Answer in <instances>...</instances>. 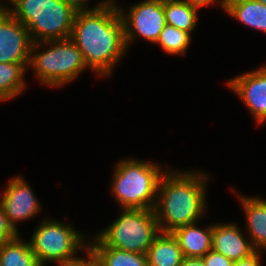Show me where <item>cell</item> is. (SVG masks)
Listing matches in <instances>:
<instances>
[{
  "instance_id": "obj_3",
  "label": "cell",
  "mask_w": 266,
  "mask_h": 266,
  "mask_svg": "<svg viewBox=\"0 0 266 266\" xmlns=\"http://www.w3.org/2000/svg\"><path fill=\"white\" fill-rule=\"evenodd\" d=\"M7 10L27 27L33 43L71 37L76 10L62 0H8Z\"/></svg>"
},
{
  "instance_id": "obj_15",
  "label": "cell",
  "mask_w": 266,
  "mask_h": 266,
  "mask_svg": "<svg viewBox=\"0 0 266 266\" xmlns=\"http://www.w3.org/2000/svg\"><path fill=\"white\" fill-rule=\"evenodd\" d=\"M146 255L148 266H180L184 258L172 232H160Z\"/></svg>"
},
{
  "instance_id": "obj_24",
  "label": "cell",
  "mask_w": 266,
  "mask_h": 266,
  "mask_svg": "<svg viewBox=\"0 0 266 266\" xmlns=\"http://www.w3.org/2000/svg\"><path fill=\"white\" fill-rule=\"evenodd\" d=\"M205 266H232L233 261L211 249L201 257Z\"/></svg>"
},
{
  "instance_id": "obj_10",
  "label": "cell",
  "mask_w": 266,
  "mask_h": 266,
  "mask_svg": "<svg viewBox=\"0 0 266 266\" xmlns=\"http://www.w3.org/2000/svg\"><path fill=\"white\" fill-rule=\"evenodd\" d=\"M227 85L243 101L254 119L266 121V66L227 81Z\"/></svg>"
},
{
  "instance_id": "obj_8",
  "label": "cell",
  "mask_w": 266,
  "mask_h": 266,
  "mask_svg": "<svg viewBox=\"0 0 266 266\" xmlns=\"http://www.w3.org/2000/svg\"><path fill=\"white\" fill-rule=\"evenodd\" d=\"M118 9L124 23L126 48H129L135 38L141 36L151 43L158 41L166 26L164 0H144L131 6L126 14L123 9Z\"/></svg>"
},
{
  "instance_id": "obj_16",
  "label": "cell",
  "mask_w": 266,
  "mask_h": 266,
  "mask_svg": "<svg viewBox=\"0 0 266 266\" xmlns=\"http://www.w3.org/2000/svg\"><path fill=\"white\" fill-rule=\"evenodd\" d=\"M229 16L251 28L266 33V6L256 0H227L224 8Z\"/></svg>"
},
{
  "instance_id": "obj_1",
  "label": "cell",
  "mask_w": 266,
  "mask_h": 266,
  "mask_svg": "<svg viewBox=\"0 0 266 266\" xmlns=\"http://www.w3.org/2000/svg\"><path fill=\"white\" fill-rule=\"evenodd\" d=\"M70 38L87 68L101 77L111 75L127 50L124 23L114 0L95 10L77 11Z\"/></svg>"
},
{
  "instance_id": "obj_18",
  "label": "cell",
  "mask_w": 266,
  "mask_h": 266,
  "mask_svg": "<svg viewBox=\"0 0 266 266\" xmlns=\"http://www.w3.org/2000/svg\"><path fill=\"white\" fill-rule=\"evenodd\" d=\"M93 240L94 245L90 246L95 251L101 266H148L147 255L106 246L97 236Z\"/></svg>"
},
{
  "instance_id": "obj_9",
  "label": "cell",
  "mask_w": 266,
  "mask_h": 266,
  "mask_svg": "<svg viewBox=\"0 0 266 266\" xmlns=\"http://www.w3.org/2000/svg\"><path fill=\"white\" fill-rule=\"evenodd\" d=\"M33 40L7 9L0 15V63H29Z\"/></svg>"
},
{
  "instance_id": "obj_27",
  "label": "cell",
  "mask_w": 266,
  "mask_h": 266,
  "mask_svg": "<svg viewBox=\"0 0 266 266\" xmlns=\"http://www.w3.org/2000/svg\"><path fill=\"white\" fill-rule=\"evenodd\" d=\"M180 266H205L202 258L184 257Z\"/></svg>"
},
{
  "instance_id": "obj_12",
  "label": "cell",
  "mask_w": 266,
  "mask_h": 266,
  "mask_svg": "<svg viewBox=\"0 0 266 266\" xmlns=\"http://www.w3.org/2000/svg\"><path fill=\"white\" fill-rule=\"evenodd\" d=\"M236 224H212V249L234 261L248 257L256 250Z\"/></svg>"
},
{
  "instance_id": "obj_2",
  "label": "cell",
  "mask_w": 266,
  "mask_h": 266,
  "mask_svg": "<svg viewBox=\"0 0 266 266\" xmlns=\"http://www.w3.org/2000/svg\"><path fill=\"white\" fill-rule=\"evenodd\" d=\"M207 179L202 171L163 173L154 207L160 232H173L204 216Z\"/></svg>"
},
{
  "instance_id": "obj_30",
  "label": "cell",
  "mask_w": 266,
  "mask_h": 266,
  "mask_svg": "<svg viewBox=\"0 0 266 266\" xmlns=\"http://www.w3.org/2000/svg\"><path fill=\"white\" fill-rule=\"evenodd\" d=\"M256 1L261 2L263 5L266 6V0H256Z\"/></svg>"
},
{
  "instance_id": "obj_19",
  "label": "cell",
  "mask_w": 266,
  "mask_h": 266,
  "mask_svg": "<svg viewBox=\"0 0 266 266\" xmlns=\"http://www.w3.org/2000/svg\"><path fill=\"white\" fill-rule=\"evenodd\" d=\"M28 67L29 63H0V101L22 93L26 87L24 75Z\"/></svg>"
},
{
  "instance_id": "obj_14",
  "label": "cell",
  "mask_w": 266,
  "mask_h": 266,
  "mask_svg": "<svg viewBox=\"0 0 266 266\" xmlns=\"http://www.w3.org/2000/svg\"><path fill=\"white\" fill-rule=\"evenodd\" d=\"M246 214L249 240L256 251L266 249V200L239 196Z\"/></svg>"
},
{
  "instance_id": "obj_5",
  "label": "cell",
  "mask_w": 266,
  "mask_h": 266,
  "mask_svg": "<svg viewBox=\"0 0 266 266\" xmlns=\"http://www.w3.org/2000/svg\"><path fill=\"white\" fill-rule=\"evenodd\" d=\"M41 44H48L50 48L36 53ZM29 65L35 70L39 81L51 87L72 82L87 69L81 51L71 38L33 43Z\"/></svg>"
},
{
  "instance_id": "obj_11",
  "label": "cell",
  "mask_w": 266,
  "mask_h": 266,
  "mask_svg": "<svg viewBox=\"0 0 266 266\" xmlns=\"http://www.w3.org/2000/svg\"><path fill=\"white\" fill-rule=\"evenodd\" d=\"M6 187L0 199V205L10 224L17 230L18 222L30 219L39 213L40 204L33 190L22 177L12 178Z\"/></svg>"
},
{
  "instance_id": "obj_20",
  "label": "cell",
  "mask_w": 266,
  "mask_h": 266,
  "mask_svg": "<svg viewBox=\"0 0 266 266\" xmlns=\"http://www.w3.org/2000/svg\"><path fill=\"white\" fill-rule=\"evenodd\" d=\"M21 240L18 235L0 245V266H40L30 241Z\"/></svg>"
},
{
  "instance_id": "obj_4",
  "label": "cell",
  "mask_w": 266,
  "mask_h": 266,
  "mask_svg": "<svg viewBox=\"0 0 266 266\" xmlns=\"http://www.w3.org/2000/svg\"><path fill=\"white\" fill-rule=\"evenodd\" d=\"M113 174L112 194L122 208L154 209L163 170L136 159L121 160Z\"/></svg>"
},
{
  "instance_id": "obj_25",
  "label": "cell",
  "mask_w": 266,
  "mask_h": 266,
  "mask_svg": "<svg viewBox=\"0 0 266 266\" xmlns=\"http://www.w3.org/2000/svg\"><path fill=\"white\" fill-rule=\"evenodd\" d=\"M66 4L71 5L76 11H85V10H95L98 8H101L105 6L110 0L101 1L99 4H96V6H93L92 8H87L86 5L88 0H62Z\"/></svg>"
},
{
  "instance_id": "obj_17",
  "label": "cell",
  "mask_w": 266,
  "mask_h": 266,
  "mask_svg": "<svg viewBox=\"0 0 266 266\" xmlns=\"http://www.w3.org/2000/svg\"><path fill=\"white\" fill-rule=\"evenodd\" d=\"M200 7L190 0H164L166 24L191 34L197 25Z\"/></svg>"
},
{
  "instance_id": "obj_23",
  "label": "cell",
  "mask_w": 266,
  "mask_h": 266,
  "mask_svg": "<svg viewBox=\"0 0 266 266\" xmlns=\"http://www.w3.org/2000/svg\"><path fill=\"white\" fill-rule=\"evenodd\" d=\"M87 259L81 258V257H74L71 259H68L65 262L58 263V266H96L98 262L97 255L95 251L92 249L91 246L88 245V247L85 248Z\"/></svg>"
},
{
  "instance_id": "obj_22",
  "label": "cell",
  "mask_w": 266,
  "mask_h": 266,
  "mask_svg": "<svg viewBox=\"0 0 266 266\" xmlns=\"http://www.w3.org/2000/svg\"><path fill=\"white\" fill-rule=\"evenodd\" d=\"M18 235H20L18 230H15L10 224L3 207L0 205V245L16 238Z\"/></svg>"
},
{
  "instance_id": "obj_7",
  "label": "cell",
  "mask_w": 266,
  "mask_h": 266,
  "mask_svg": "<svg viewBox=\"0 0 266 266\" xmlns=\"http://www.w3.org/2000/svg\"><path fill=\"white\" fill-rule=\"evenodd\" d=\"M82 238L71 225L45 219L33 233L30 245L39 265L45 266L49 261L58 264L76 257L78 250L88 246Z\"/></svg>"
},
{
  "instance_id": "obj_29",
  "label": "cell",
  "mask_w": 266,
  "mask_h": 266,
  "mask_svg": "<svg viewBox=\"0 0 266 266\" xmlns=\"http://www.w3.org/2000/svg\"><path fill=\"white\" fill-rule=\"evenodd\" d=\"M8 7L6 5H2V3H0V15L7 9Z\"/></svg>"
},
{
  "instance_id": "obj_6",
  "label": "cell",
  "mask_w": 266,
  "mask_h": 266,
  "mask_svg": "<svg viewBox=\"0 0 266 266\" xmlns=\"http://www.w3.org/2000/svg\"><path fill=\"white\" fill-rule=\"evenodd\" d=\"M122 209L121 215L96 236L106 246L146 255L160 233L154 209Z\"/></svg>"
},
{
  "instance_id": "obj_21",
  "label": "cell",
  "mask_w": 266,
  "mask_h": 266,
  "mask_svg": "<svg viewBox=\"0 0 266 266\" xmlns=\"http://www.w3.org/2000/svg\"><path fill=\"white\" fill-rule=\"evenodd\" d=\"M191 34L180 30L172 25L166 24L156 44L160 45L168 54L185 55L191 44Z\"/></svg>"
},
{
  "instance_id": "obj_26",
  "label": "cell",
  "mask_w": 266,
  "mask_h": 266,
  "mask_svg": "<svg viewBox=\"0 0 266 266\" xmlns=\"http://www.w3.org/2000/svg\"><path fill=\"white\" fill-rule=\"evenodd\" d=\"M260 251H255L248 257L242 258L240 260L234 261L232 266H261L260 263Z\"/></svg>"
},
{
  "instance_id": "obj_13",
  "label": "cell",
  "mask_w": 266,
  "mask_h": 266,
  "mask_svg": "<svg viewBox=\"0 0 266 266\" xmlns=\"http://www.w3.org/2000/svg\"><path fill=\"white\" fill-rule=\"evenodd\" d=\"M196 225L197 223L184 225L172 232L184 257L201 258L212 249V225L205 229Z\"/></svg>"
},
{
  "instance_id": "obj_28",
  "label": "cell",
  "mask_w": 266,
  "mask_h": 266,
  "mask_svg": "<svg viewBox=\"0 0 266 266\" xmlns=\"http://www.w3.org/2000/svg\"><path fill=\"white\" fill-rule=\"evenodd\" d=\"M198 5H200L201 7L203 6H208L210 4H214L215 3H220V5L222 6V9L224 10L227 0H190Z\"/></svg>"
}]
</instances>
